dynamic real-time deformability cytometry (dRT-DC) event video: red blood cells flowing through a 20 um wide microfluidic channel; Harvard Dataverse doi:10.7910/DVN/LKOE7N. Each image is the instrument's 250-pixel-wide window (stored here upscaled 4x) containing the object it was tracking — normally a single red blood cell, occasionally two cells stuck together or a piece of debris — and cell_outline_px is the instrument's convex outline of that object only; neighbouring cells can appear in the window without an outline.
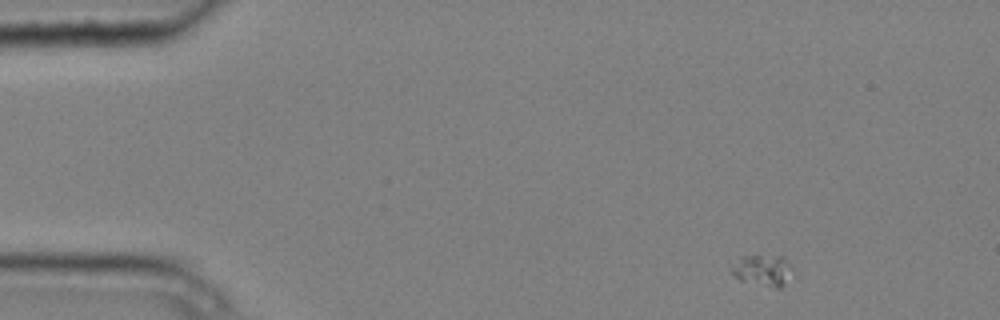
{"species": "common noctule bat (a hibernating species)", "species_latin": "Nyctalus noctula", "temperature_condition": "cold", "stored_images_in_passage": 6, "camera_frame_rate_fps": 3000, "um_per_image_px": 0.085, "animal": {"sex": "male", "body_mass_g": 20.4}, "frame": {"image": 1, "passage_image": 1, "time_ms": 0.0, "image_size_px": [1000, 320], "cell_outline_px": [[792, 268], [780, 288], [776, 288], [740, 280], [728, 268], [740, 256], [784, 256]], "centroid_in_image_um": [64.77, 22.95], "position_along_channel_um": 20.2, "area_um2": 10.81}}
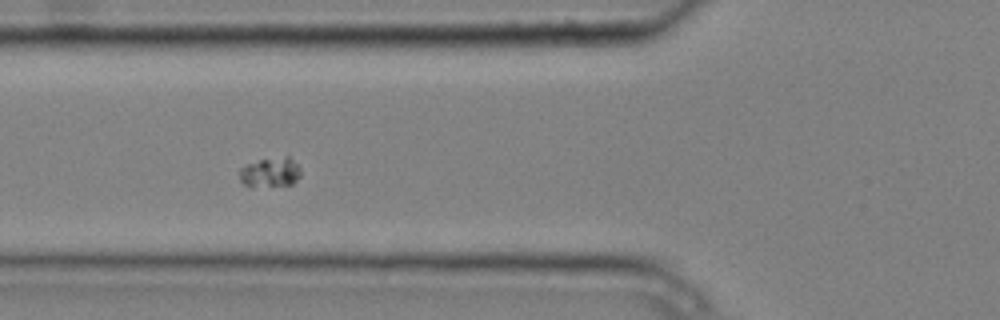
{"frame": {"image": 2, "passage_image": 5, "time_ms": 1.333, "image_size_px": [1000, 320], "cell_outline_px": [[300, 176], [292, 184], [252, 188], [244, 184], [240, 180], [240, 168], [248, 164], [260, 160], [284, 156], [288, 156], [300, 168]], "centroid_in_image_um": [22.96, 14.67], "position_along_channel_um": 102.8, "area_um2": 10.58}}
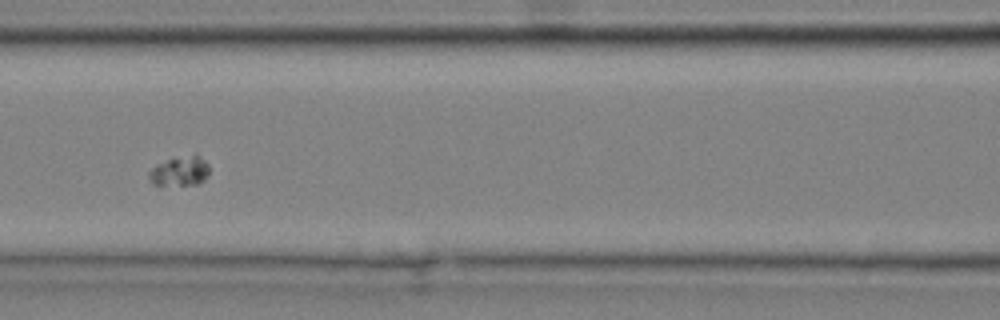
{"frame": {"image": 3, "passage_image": 6, "time_ms": 1.667, "image_size_px": [1000, 320], "cell_outline_px": [[208, 176], [204, 180], [196, 184], [152, 184], [148, 176], [148, 172], [156, 164], [168, 160], [196, 152], [208, 164]], "centroid_in_image_um": [15.31, 14.51], "position_along_channel_um": 151.3, "area_um2": 10.35}}